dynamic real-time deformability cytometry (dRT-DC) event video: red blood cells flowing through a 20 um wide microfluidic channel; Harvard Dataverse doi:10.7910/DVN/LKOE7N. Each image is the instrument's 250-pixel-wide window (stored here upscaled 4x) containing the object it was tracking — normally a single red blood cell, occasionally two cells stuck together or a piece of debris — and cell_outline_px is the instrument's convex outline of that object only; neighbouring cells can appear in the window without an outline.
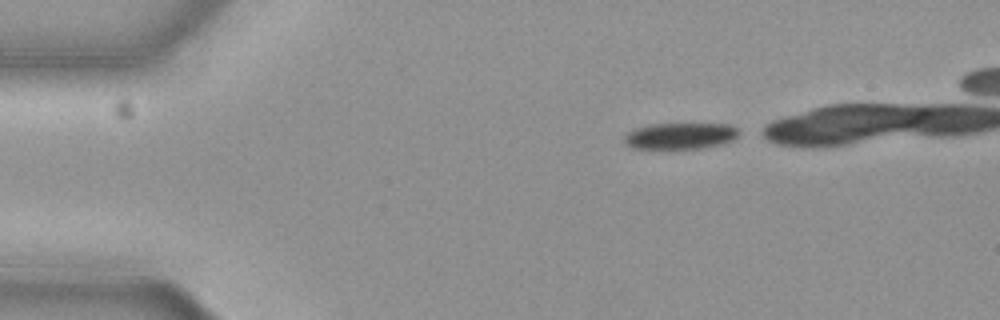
{"species": "common noctule bat (a hibernating species)", "species_latin": "Nyctalus noctula", "temperature_condition": "cold", "stored_images_in_passage": 37, "camera_frame_rate_fps": 3000, "um_per_image_px": 0.085, "animal": {"sex": "female", "body_mass_g": 19.3, "forearm_length_mm": 54.1}, "frame": {"image": 1, "passage_image": 1, "time_ms": 0.0, "image_size_px": [1000, 320], "cell_outline_px": [[744, 132], [732, 140], [720, 144], [700, 148], [636, 148], [628, 144], [624, 140], [624, 136], [628, 132], [636, 128], [648, 124], [728, 124]], "centroid_in_image_um": [57.88, 11.53], "position_along_channel_um": 27.1, "area_um2": 17.4}}
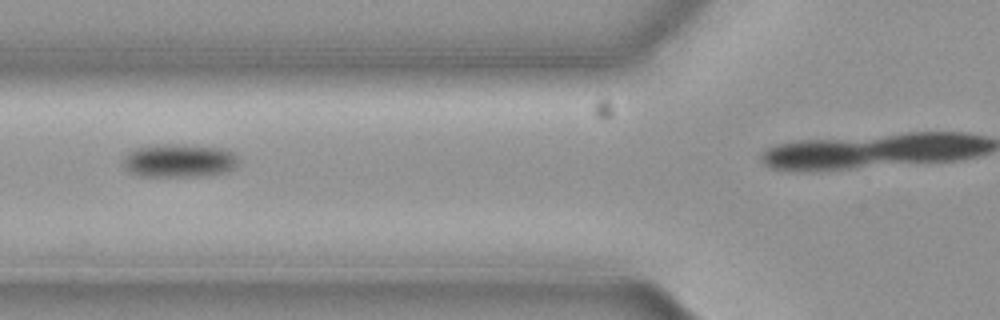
{"frame": {"image": 2, "passage_image": 13, "time_ms": 4.0, "image_size_px": [1000, 320], "cell_outline_px": [[240, 160], [232, 168], [224, 172], [208, 176], [140, 176], [132, 172], [124, 164], [124, 156], [128, 152], [136, 148], [164, 144], [184, 144], [224, 148], [232, 152]], "centroid_in_image_um": [15.27, 13.64], "position_along_channel_um": 110.5, "area_um2": 22.31}}
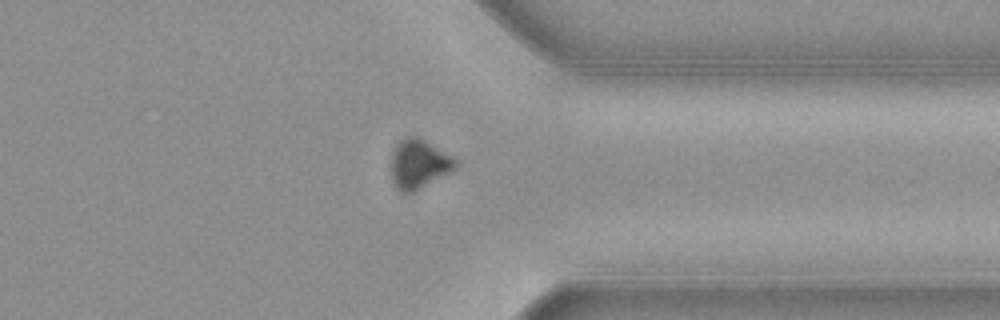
{"frame": {"image": 3, "passage_image": 35, "time_ms": 11.333, "image_size_px": [1000, 320], "cell_outline_px": [[456, 164], [448, 172], [416, 192], [400, 192], [396, 188], [392, 180], [392, 148], [400, 140], [408, 136], [416, 136], [424, 140], [452, 156], [456, 160]], "centroid_in_image_um": [35.54, 13.94], "position_along_channel_um": 375.9, "area_um2": 18.15}}